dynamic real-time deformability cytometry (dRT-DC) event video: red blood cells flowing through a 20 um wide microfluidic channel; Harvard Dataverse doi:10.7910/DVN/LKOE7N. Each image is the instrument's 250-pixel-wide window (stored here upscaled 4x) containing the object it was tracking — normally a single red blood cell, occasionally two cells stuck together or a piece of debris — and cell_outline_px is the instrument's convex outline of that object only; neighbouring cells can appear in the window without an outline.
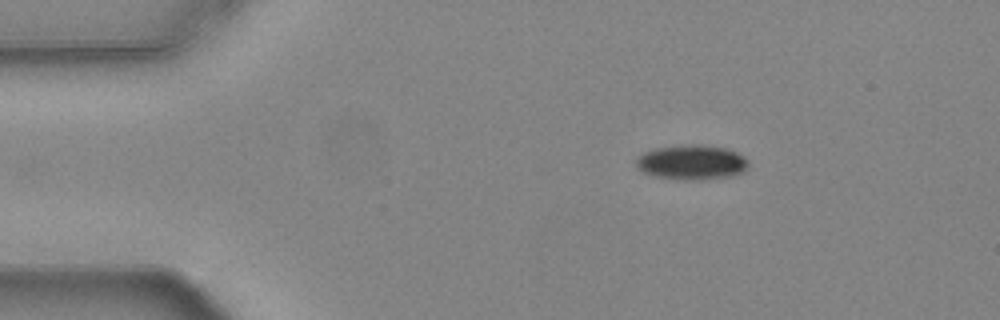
{"species": "common noctule bat (a hibernating species)", "species_latin": "Nyctalus noctula", "temperature_condition": "warm", "stored_images_in_passage": 47, "camera_frame_rate_fps": 3000, "um_per_image_px": 0.085, "animal": {"sex": "female", "body_mass_g": 24.6, "forearm_length_mm": 56.2}, "frame": {"image": 1, "passage_image": 1, "time_ms": 0.0, "image_size_px": [1000, 320], "cell_outline_px": [[748, 168], [744, 172], [732, 176], [696, 180], [688, 180], [656, 176], [644, 172], [636, 164], [636, 156], [644, 152], [656, 148], [688, 144], [700, 144], [724, 148], [736, 152], [744, 156], [748, 160]], "centroid_in_image_um": [58.83, 13.79], "position_along_channel_um": 26.2, "area_um2": 22.72}}
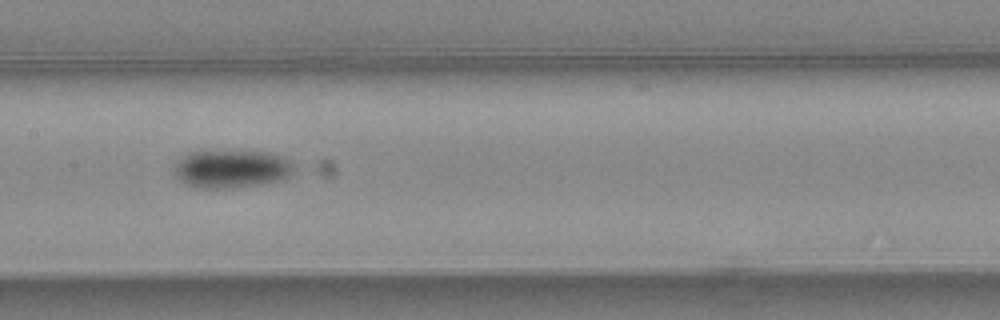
{"frame": {"image": 2, "passage_image": 19, "time_ms": 6.0, "image_size_px": [1000, 320], "cell_outline_px": [[296, 168], [288, 176], [276, 180], [260, 184], [232, 188], [204, 188], [188, 184], [180, 180], [176, 176], [176, 160], [180, 156], [188, 152], [268, 152], [280, 156], [288, 160]], "centroid_in_image_um": [19.66, 14.35], "position_along_channel_um": 187.7, "area_um2": 25.95}}
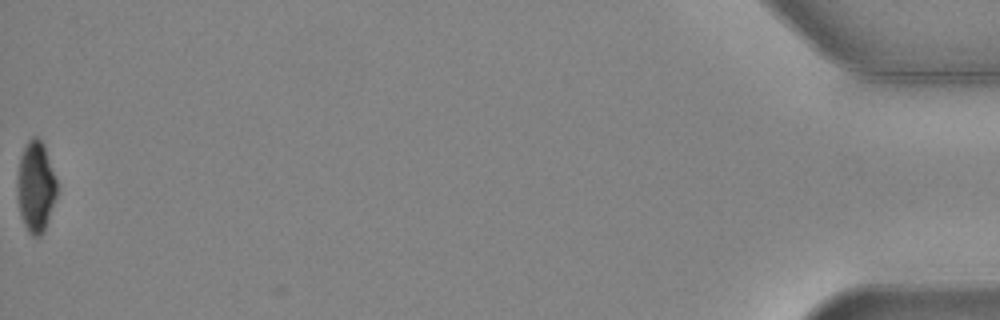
{"frame": {"image": 3, "passage_image": 47, "time_ms": 15.333, "image_size_px": [1000, 320], "cell_outline_px": [[56, 196], [44, 232], [40, 236], [32, 236], [28, 232], [24, 224], [20, 212], [16, 188], [16, 180], [20, 156], [28, 140], [32, 136], [36, 136], [44, 144], [56, 180]], "centroid_in_image_um": [3.02, 15.86], "position_along_channel_um": 432.2, "area_um2": 20.92}, "authors_computed_cell_mechanics": {"area_um2": 23.9292, "velocity_mm_per_s": 3.7656, "shape_relaxation_time_tau1_ms": 6.9024, "shape_relaxation_time_tau2_ms": null, "deformation_change_tau1": 0.1482, "deformation_change_tau2": null}}